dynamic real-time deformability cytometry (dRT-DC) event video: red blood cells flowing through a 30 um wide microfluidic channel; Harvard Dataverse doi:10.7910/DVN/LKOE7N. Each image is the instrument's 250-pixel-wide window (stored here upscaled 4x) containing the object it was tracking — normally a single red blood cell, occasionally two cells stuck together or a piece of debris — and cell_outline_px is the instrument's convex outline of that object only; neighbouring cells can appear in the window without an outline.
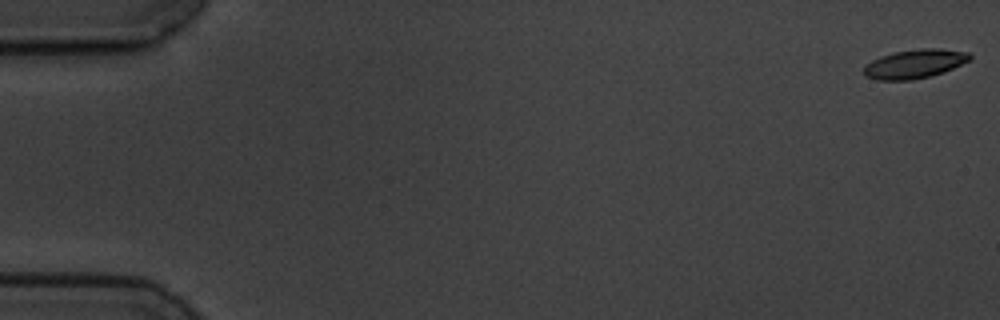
{"species": "common noctule bat (a hibernating species)", "species_latin": "Nyctalus noctula", "temperature_condition": "cold", "stored_images_in_passage": 6, "camera_frame_rate_fps": 3000, "um_per_image_px": 0.085, "animal": {"sex": "male", "body_mass_g": 19.5, "forearm_length_mm": 54.6}, "frame": {"image": 1, "passage_image": 1, "time_ms": 0.0, "image_size_px": [1000, 320], "cell_outline_px": [[972, 56], [968, 60], [944, 72], [932, 76], [912, 80], [876, 80], [864, 76], [864, 64], [880, 56], [892, 52], [920, 48], [940, 48], [968, 52]], "centroid_in_image_um": [77.7, 5.43], "position_along_channel_um": 7.3, "area_um2": 18.03}}
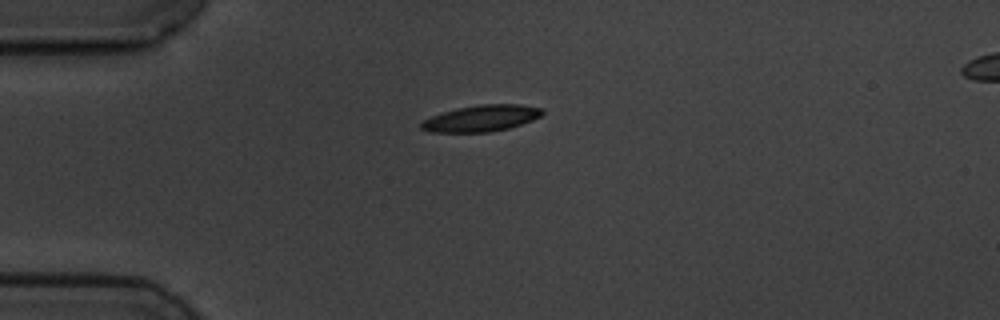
{"frame": {"image": 2, "passage_image": 4, "time_ms": 4.667, "image_size_px": [1000, 320], "cell_outline_px": [[544, 112], [540, 116], [532, 120], [508, 128], [488, 132], [432, 132], [420, 128], [420, 124], [424, 120], [432, 116], [456, 108], [480, 104], [520, 104], [544, 108]], "centroid_in_image_um": [40.93, 10.04], "position_along_channel_um": 44.1, "area_um2": 18.5}}
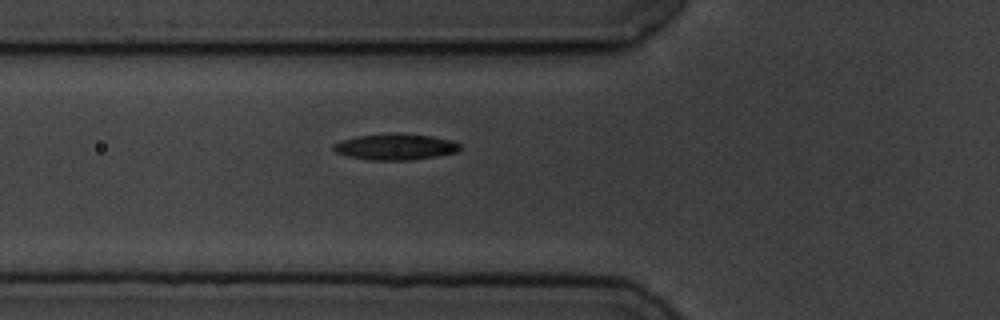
{"frame": {"image": 3, "passage_image": 6, "time_ms": 6.667, "image_size_px": [1000, 320], "cell_outline_px": [[460, 148], [456, 152], [436, 156], [408, 160], [372, 160], [348, 156], [336, 152], [332, 148], [332, 144], [340, 140], [356, 136], [392, 132], [432, 136], [452, 140], [460, 144]], "centroid_in_image_um": [33.57, 12.46], "position_along_channel_um": 92.2, "area_um2": 19.36}}